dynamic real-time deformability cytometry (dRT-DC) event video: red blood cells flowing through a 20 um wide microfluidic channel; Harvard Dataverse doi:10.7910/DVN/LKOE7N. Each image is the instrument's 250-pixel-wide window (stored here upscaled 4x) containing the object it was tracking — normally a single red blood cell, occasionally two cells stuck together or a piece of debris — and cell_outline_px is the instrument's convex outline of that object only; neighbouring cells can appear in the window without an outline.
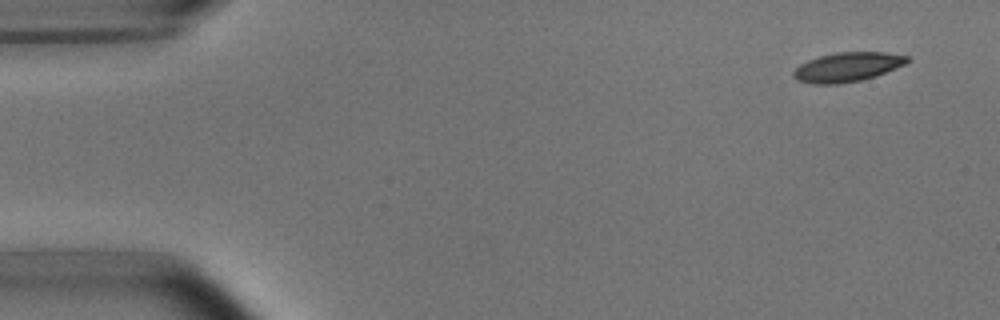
{"species": "common noctule bat (a hibernating species)", "species_latin": "Nyctalus noctula", "temperature_condition": "room temperature", "stored_images_in_passage": 7, "camera_frame_rate_fps": 3000, "um_per_image_px": 0.085, "animal": {"sex": "male", "body_mass_g": 15.6}, "frame": {"image": 1, "passage_image": 1, "time_ms": 0.0, "image_size_px": [1000, 320], "cell_outline_px": [[912, 60], [904, 64], [876, 76], [860, 80], [840, 84], [812, 84], [796, 80], [792, 76], [792, 72], [800, 64], [808, 60], [820, 56], [836, 52], [884, 52], [908, 56]], "centroid_in_image_um": [72.0, 5.7], "position_along_channel_um": 13.0, "area_um2": 19.48}}
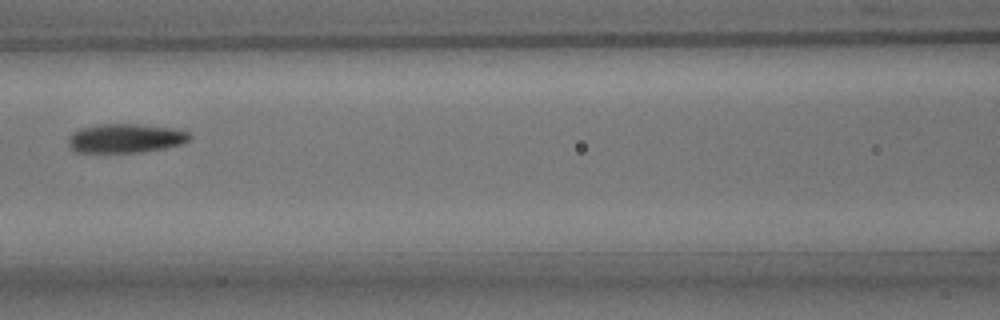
{"frame": {"image": 2, "passage_image": 6, "time_ms": 1.667, "image_size_px": [1000, 320], "cell_outline_px": [[192, 140], [184, 144], [164, 148], [140, 152], [76, 152], [68, 144], [68, 136], [72, 132], [80, 128], [100, 124], [136, 124], [172, 128], [188, 132], [192, 136]], "centroid_in_image_um": [10.69, 11.75], "position_along_channel_um": 155.9, "area_um2": 20.63}}
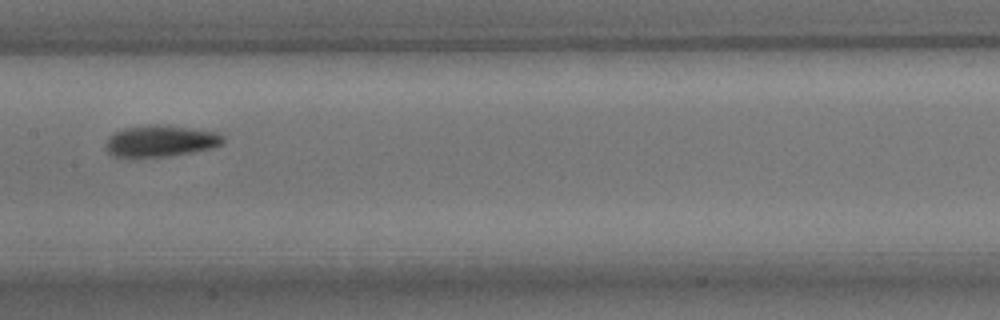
{"frame": {"image": 3, "passage_image": 7, "time_ms": 2.0, "image_size_px": [1000, 320], "cell_outline_px": [[224, 140], [220, 144], [212, 148], [192, 152], [168, 156], [112, 156], [108, 152], [108, 136], [124, 128], [148, 124], [156, 124], [220, 132], [224, 136]], "centroid_in_image_um": [13.69, 11.97], "position_along_channel_um": 193.7, "area_um2": 21.15}}